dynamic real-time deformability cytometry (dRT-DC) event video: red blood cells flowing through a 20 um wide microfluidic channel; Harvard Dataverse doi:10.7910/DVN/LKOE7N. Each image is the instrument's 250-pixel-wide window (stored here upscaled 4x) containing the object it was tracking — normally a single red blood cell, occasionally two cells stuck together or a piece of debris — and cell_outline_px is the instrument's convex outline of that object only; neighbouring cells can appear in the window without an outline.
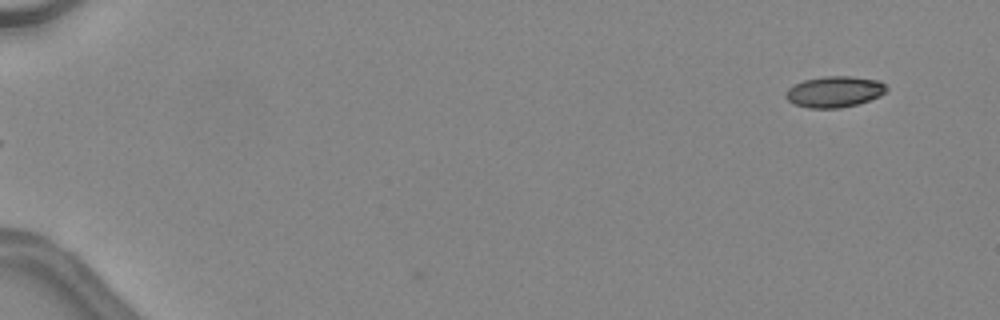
{"species": "common noctule bat (a hibernating species)", "species_latin": "Nyctalus noctula", "temperature_condition": "warm", "stored_images_in_passage": 42, "camera_frame_rate_fps": 3000, "um_per_image_px": 0.085, "animal": {"sex": "female", "body_mass_g": 24.6, "forearm_length_mm": 56.2}, "frame": {"image": 1, "passage_image": 1, "time_ms": 0.0, "image_size_px": [1000, 320], "cell_outline_px": [[888, 88], [880, 96], [856, 104], [840, 108], [808, 108], [796, 104], [788, 100], [784, 96], [784, 92], [788, 88], [804, 80], [824, 76], [852, 76], [880, 80]], "centroid_in_image_um": [70.92, 7.79], "position_along_channel_um": 14.1, "area_um2": 18.21}}
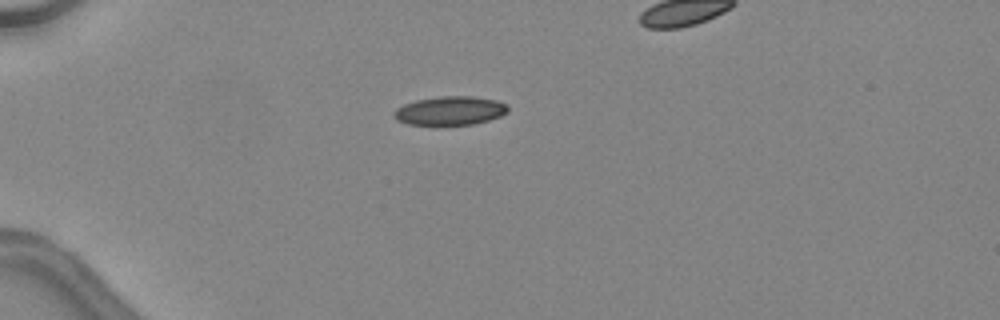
{"frame": {"image": 2, "passage_image": 12, "time_ms": 3.667, "image_size_px": [1000, 320], "cell_outline_px": [[508, 112], [500, 116], [488, 120], [472, 124], [440, 128], [408, 124], [396, 120], [392, 116], [392, 112], [396, 108], [404, 104], [416, 100], [440, 96], [472, 96], [496, 100], [508, 104]], "centroid_in_image_um": [38.2, 9.45], "position_along_channel_um": 46.8, "area_um2": 20.0}}
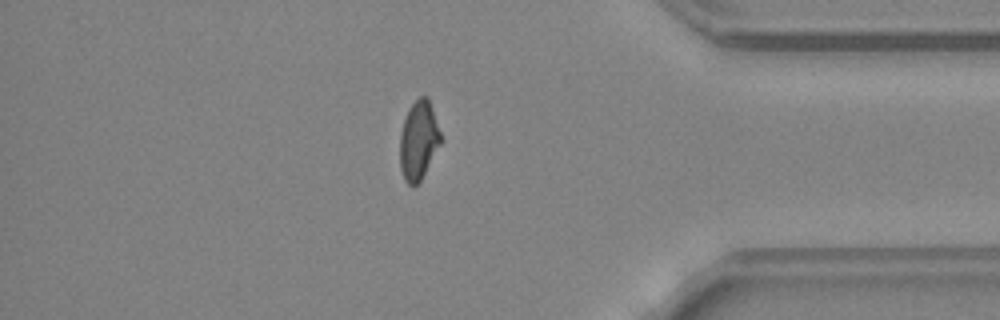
{"frame": {"image": 3, "passage_image": 39, "time_ms": 12.667, "image_size_px": [1000, 320], "cell_outline_px": [[444, 140], [420, 180], [416, 184], [408, 184], [404, 180], [400, 168], [400, 132], [408, 108], [420, 96], [428, 96]], "centroid_in_image_um": [35.6, 11.9], "position_along_channel_um": 399.6, "area_um2": 18.96}}